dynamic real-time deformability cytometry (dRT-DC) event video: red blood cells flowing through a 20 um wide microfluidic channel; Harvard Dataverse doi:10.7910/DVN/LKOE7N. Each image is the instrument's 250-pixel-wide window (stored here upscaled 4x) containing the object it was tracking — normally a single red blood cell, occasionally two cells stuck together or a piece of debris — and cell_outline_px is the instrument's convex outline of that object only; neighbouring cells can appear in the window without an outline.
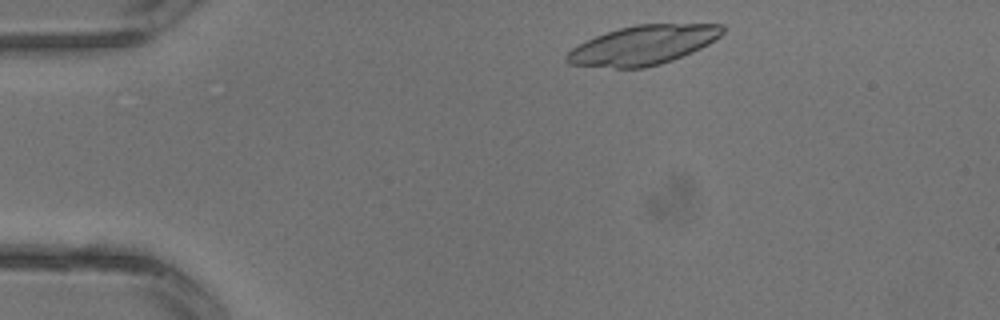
{"species": "common noctule bat (a hibernating species)", "species_latin": "Nyctalus noctula", "temperature_condition": "warm", "stored_images_in_passage": 2, "camera_frame_rate_fps": 3000, "um_per_image_px": 0.085, "animal": {"sex": "male", "body_mass_g": 13.3}, "frame": {"image": 1, "passage_image": 1, "time_ms": 0.0, "image_size_px": [1000, 320], "cell_outline_px": [[724, 32], [720, 36], [708, 44], [692, 52], [672, 60], [660, 64], [644, 68], [616, 68], [568, 64], [564, 60], [564, 56], [572, 48], [596, 36], [620, 28], [636, 24], [724, 24]], "centroid_in_image_um": [54.66, 3.84], "position_along_channel_um": 30.3, "area_um2": 35.43}}